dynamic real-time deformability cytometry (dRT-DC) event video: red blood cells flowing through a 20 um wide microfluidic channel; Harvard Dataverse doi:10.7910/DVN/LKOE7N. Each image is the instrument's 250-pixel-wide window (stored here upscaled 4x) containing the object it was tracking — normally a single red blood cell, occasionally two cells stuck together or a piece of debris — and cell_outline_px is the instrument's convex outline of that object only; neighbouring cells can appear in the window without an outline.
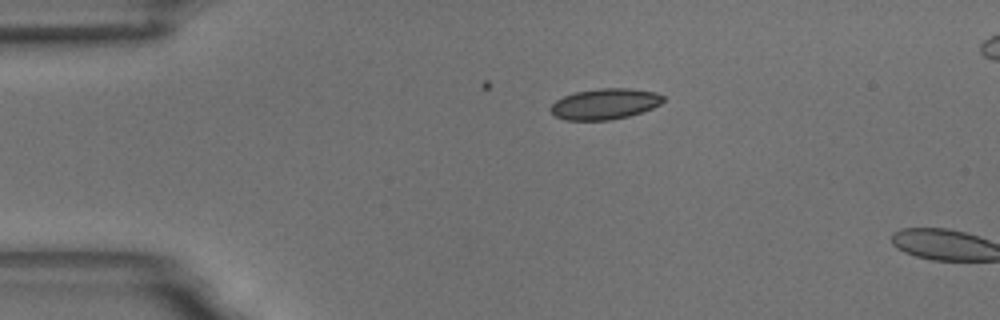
{"species": "common noctule bat (a hibernating species)", "species_latin": "Nyctalus noctula", "temperature_condition": "room temperature", "stored_images_in_passage": 3, "camera_frame_rate_fps": 3000, "um_per_image_px": 0.085, "animal": {"sex": "male", "body_mass_g": 18.8}, "frame": {"image": 1, "passage_image": 1, "time_ms": 0.0, "image_size_px": [1000, 320], "cell_outline_px": [[664, 100], [660, 104], [652, 108], [628, 116], [612, 120], [564, 120], [556, 116], [548, 108], [556, 100], [564, 96], [576, 92], [600, 88], [632, 88], [656, 92], [664, 96]], "centroid_in_image_um": [51.42, 8.83], "position_along_channel_um": 33.6, "area_um2": 20.23}}